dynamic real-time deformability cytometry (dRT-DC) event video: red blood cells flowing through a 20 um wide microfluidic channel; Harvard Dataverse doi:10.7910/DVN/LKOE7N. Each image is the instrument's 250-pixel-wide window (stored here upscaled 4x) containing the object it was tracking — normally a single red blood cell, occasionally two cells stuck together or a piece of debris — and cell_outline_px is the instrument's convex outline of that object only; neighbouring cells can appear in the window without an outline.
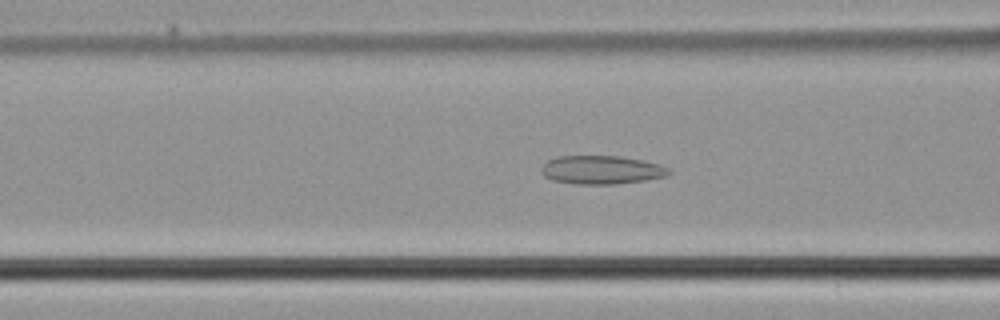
{"species": "common noctule bat (a hibernating species)", "species_latin": "Nyctalus noctula", "temperature_condition": "cold", "stored_images_in_passage": 47, "camera_frame_rate_fps": 3000, "um_per_image_px": 0.085, "animal": {"sex": "male", "body_mass_g": 21.5, "forearm_length_mm": 52.0}, "frame": {"image": 1, "passage_image": 17, "time_ms": 5.333, "image_size_px": [1000, 320], "cell_outline_px": [[672, 172], [664, 176], [644, 180], [616, 184], [576, 184], [552, 180], [544, 176], [540, 172], [540, 168], [548, 160], [556, 156], [620, 156], [660, 164], [668, 168]], "centroid_in_image_um": [51.08, 14.44], "position_along_channel_um": 115.5, "area_um2": 21.15}}
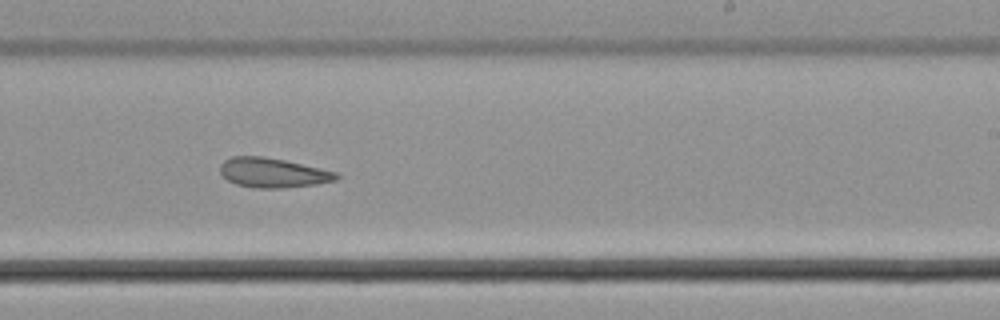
{"frame": {"image": 2, "passage_image": 28, "time_ms": 9.0, "image_size_px": [1000, 320], "cell_outline_px": [[340, 176], [336, 180], [316, 184], [280, 188], [252, 188], [236, 184], [228, 180], [220, 172], [220, 164], [224, 160], [232, 156], [264, 156], [284, 160], [320, 168], [336, 172]], "centroid_in_image_um": [23.17, 14.68], "position_along_channel_um": 265.8, "area_um2": 20.0}}
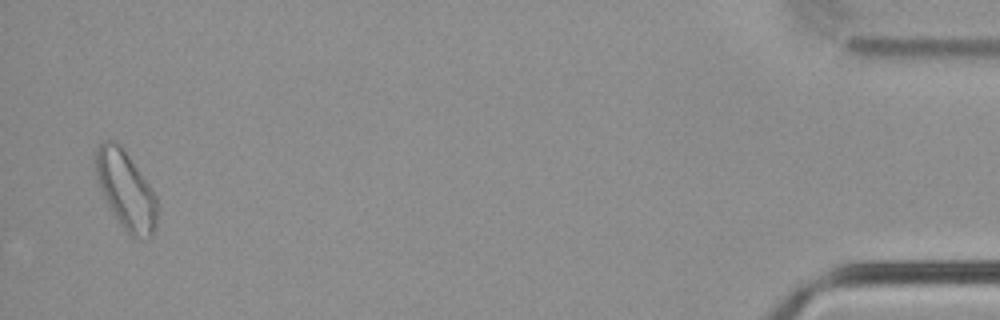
{"frame": {"image": 3, "passage_image": 46, "time_ms": 15.0, "image_size_px": [1000, 320], "cell_outline_px": [[156, 224], [152, 236], [132, 236], [120, 224], [104, 200], [96, 176], [92, 160], [92, 156], [96, 148], [104, 140], [116, 140], [124, 148], [156, 196]], "centroid_in_image_um": [10.62, 16.07], "position_along_channel_um": 424.6, "area_um2": 27.98}}